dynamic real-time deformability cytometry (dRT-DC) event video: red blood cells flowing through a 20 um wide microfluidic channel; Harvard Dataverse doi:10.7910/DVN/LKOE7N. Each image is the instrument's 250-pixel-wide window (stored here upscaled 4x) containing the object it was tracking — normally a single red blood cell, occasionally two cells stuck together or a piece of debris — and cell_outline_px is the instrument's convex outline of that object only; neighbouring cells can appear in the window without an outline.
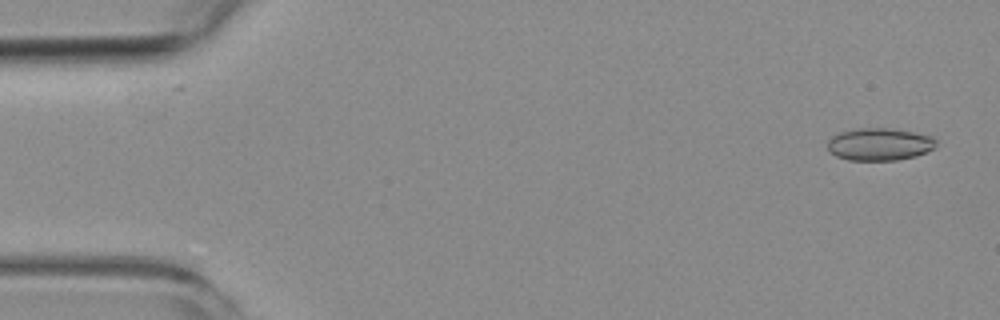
{"species": "common noctule bat (a hibernating species)", "species_latin": "Nyctalus noctula", "temperature_condition": "room temperature", "stored_images_in_passage": 2, "camera_frame_rate_fps": 3000, "um_per_image_px": 0.085, "animal": {"sex": "female", "body_mass_g": 19.3, "forearm_length_mm": 54.1}, "frame": {"image": 1, "passage_image": 2, "time_ms": 1.0, "image_size_px": [1000, 320], "cell_outline_px": [[936, 148], [916, 156], [896, 160], [848, 160], [836, 156], [828, 152], [828, 140], [832, 136], [840, 132], [856, 128], [892, 128], [916, 132], [932, 136], [936, 140]], "centroid_in_image_um": [74.77, 12.25], "position_along_channel_um": 10.2, "area_um2": 20.81}}